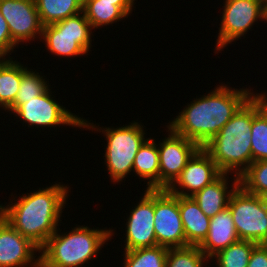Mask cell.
Segmentation results:
<instances>
[{"label": "cell", "mask_w": 267, "mask_h": 267, "mask_svg": "<svg viewBox=\"0 0 267 267\" xmlns=\"http://www.w3.org/2000/svg\"><path fill=\"white\" fill-rule=\"evenodd\" d=\"M37 251L40 253L38 246L0 216V267H38Z\"/></svg>", "instance_id": "obj_15"}, {"label": "cell", "mask_w": 267, "mask_h": 267, "mask_svg": "<svg viewBox=\"0 0 267 267\" xmlns=\"http://www.w3.org/2000/svg\"><path fill=\"white\" fill-rule=\"evenodd\" d=\"M263 200H264V204H265L266 209H267V196H264V197H263Z\"/></svg>", "instance_id": "obj_32"}, {"label": "cell", "mask_w": 267, "mask_h": 267, "mask_svg": "<svg viewBox=\"0 0 267 267\" xmlns=\"http://www.w3.org/2000/svg\"><path fill=\"white\" fill-rule=\"evenodd\" d=\"M92 26L83 12L54 24L43 26L41 42L53 55L77 57L87 55L92 46Z\"/></svg>", "instance_id": "obj_6"}, {"label": "cell", "mask_w": 267, "mask_h": 267, "mask_svg": "<svg viewBox=\"0 0 267 267\" xmlns=\"http://www.w3.org/2000/svg\"><path fill=\"white\" fill-rule=\"evenodd\" d=\"M41 76L39 72L33 69H28L22 64V77L19 90L14 102L6 109L7 112H12L18 105L27 102L28 100L41 95L50 85Z\"/></svg>", "instance_id": "obj_24"}, {"label": "cell", "mask_w": 267, "mask_h": 267, "mask_svg": "<svg viewBox=\"0 0 267 267\" xmlns=\"http://www.w3.org/2000/svg\"><path fill=\"white\" fill-rule=\"evenodd\" d=\"M247 267H267V244H257L253 248Z\"/></svg>", "instance_id": "obj_30"}, {"label": "cell", "mask_w": 267, "mask_h": 267, "mask_svg": "<svg viewBox=\"0 0 267 267\" xmlns=\"http://www.w3.org/2000/svg\"><path fill=\"white\" fill-rule=\"evenodd\" d=\"M256 245L257 243L255 242L239 239L216 253L209 260L211 262L216 261V267H247L251 252Z\"/></svg>", "instance_id": "obj_25"}, {"label": "cell", "mask_w": 267, "mask_h": 267, "mask_svg": "<svg viewBox=\"0 0 267 267\" xmlns=\"http://www.w3.org/2000/svg\"><path fill=\"white\" fill-rule=\"evenodd\" d=\"M208 261L199 246L168 248L165 267H204Z\"/></svg>", "instance_id": "obj_28"}, {"label": "cell", "mask_w": 267, "mask_h": 267, "mask_svg": "<svg viewBox=\"0 0 267 267\" xmlns=\"http://www.w3.org/2000/svg\"><path fill=\"white\" fill-rule=\"evenodd\" d=\"M221 174L222 172L211 156L203 148H200L187 162L180 176L168 190L177 196L192 197Z\"/></svg>", "instance_id": "obj_14"}, {"label": "cell", "mask_w": 267, "mask_h": 267, "mask_svg": "<svg viewBox=\"0 0 267 267\" xmlns=\"http://www.w3.org/2000/svg\"><path fill=\"white\" fill-rule=\"evenodd\" d=\"M239 185L250 194L267 196V160L252 162L239 176Z\"/></svg>", "instance_id": "obj_27"}, {"label": "cell", "mask_w": 267, "mask_h": 267, "mask_svg": "<svg viewBox=\"0 0 267 267\" xmlns=\"http://www.w3.org/2000/svg\"><path fill=\"white\" fill-rule=\"evenodd\" d=\"M68 189L66 185L55 182L35 192L24 193L18 201L14 198V203L10 200L6 206L0 204V216L41 248L56 232L59 221H62L60 219L69 196Z\"/></svg>", "instance_id": "obj_2"}, {"label": "cell", "mask_w": 267, "mask_h": 267, "mask_svg": "<svg viewBox=\"0 0 267 267\" xmlns=\"http://www.w3.org/2000/svg\"><path fill=\"white\" fill-rule=\"evenodd\" d=\"M168 248L154 246L124 251L123 267H165Z\"/></svg>", "instance_id": "obj_26"}, {"label": "cell", "mask_w": 267, "mask_h": 267, "mask_svg": "<svg viewBox=\"0 0 267 267\" xmlns=\"http://www.w3.org/2000/svg\"><path fill=\"white\" fill-rule=\"evenodd\" d=\"M113 229H91L77 226L69 232H56L40 248V266L42 267H82L103 248L114 235Z\"/></svg>", "instance_id": "obj_4"}, {"label": "cell", "mask_w": 267, "mask_h": 267, "mask_svg": "<svg viewBox=\"0 0 267 267\" xmlns=\"http://www.w3.org/2000/svg\"><path fill=\"white\" fill-rule=\"evenodd\" d=\"M154 140L147 138L139 148L133 164V173L143 181L148 180L146 189H160L158 144Z\"/></svg>", "instance_id": "obj_20"}, {"label": "cell", "mask_w": 267, "mask_h": 267, "mask_svg": "<svg viewBox=\"0 0 267 267\" xmlns=\"http://www.w3.org/2000/svg\"><path fill=\"white\" fill-rule=\"evenodd\" d=\"M48 87L41 95L18 105L11 113L15 114L23 124L37 128L56 127L66 125L82 128V119L76 114L69 112L66 107L59 104L52 97V91Z\"/></svg>", "instance_id": "obj_9"}, {"label": "cell", "mask_w": 267, "mask_h": 267, "mask_svg": "<svg viewBox=\"0 0 267 267\" xmlns=\"http://www.w3.org/2000/svg\"><path fill=\"white\" fill-rule=\"evenodd\" d=\"M228 208L240 240L267 244V209L262 196L250 194L239 185L230 196Z\"/></svg>", "instance_id": "obj_7"}, {"label": "cell", "mask_w": 267, "mask_h": 267, "mask_svg": "<svg viewBox=\"0 0 267 267\" xmlns=\"http://www.w3.org/2000/svg\"><path fill=\"white\" fill-rule=\"evenodd\" d=\"M166 127L168 137L158 142L160 189H168L180 176L187 162L201 148L196 142Z\"/></svg>", "instance_id": "obj_11"}, {"label": "cell", "mask_w": 267, "mask_h": 267, "mask_svg": "<svg viewBox=\"0 0 267 267\" xmlns=\"http://www.w3.org/2000/svg\"><path fill=\"white\" fill-rule=\"evenodd\" d=\"M142 198L127 216L124 250L157 246L154 231V189H146Z\"/></svg>", "instance_id": "obj_12"}, {"label": "cell", "mask_w": 267, "mask_h": 267, "mask_svg": "<svg viewBox=\"0 0 267 267\" xmlns=\"http://www.w3.org/2000/svg\"><path fill=\"white\" fill-rule=\"evenodd\" d=\"M154 231L157 245L186 247V237L178 208V196L168 189H154Z\"/></svg>", "instance_id": "obj_10"}, {"label": "cell", "mask_w": 267, "mask_h": 267, "mask_svg": "<svg viewBox=\"0 0 267 267\" xmlns=\"http://www.w3.org/2000/svg\"><path fill=\"white\" fill-rule=\"evenodd\" d=\"M135 0H99V2L112 3V5L118 6L127 16L132 13Z\"/></svg>", "instance_id": "obj_31"}, {"label": "cell", "mask_w": 267, "mask_h": 267, "mask_svg": "<svg viewBox=\"0 0 267 267\" xmlns=\"http://www.w3.org/2000/svg\"><path fill=\"white\" fill-rule=\"evenodd\" d=\"M82 12L90 22L93 29L112 25L128 16L112 3L99 2V0H83Z\"/></svg>", "instance_id": "obj_23"}, {"label": "cell", "mask_w": 267, "mask_h": 267, "mask_svg": "<svg viewBox=\"0 0 267 267\" xmlns=\"http://www.w3.org/2000/svg\"><path fill=\"white\" fill-rule=\"evenodd\" d=\"M223 8L215 54L241 39L258 20L266 21V5L263 0H225Z\"/></svg>", "instance_id": "obj_8"}, {"label": "cell", "mask_w": 267, "mask_h": 267, "mask_svg": "<svg viewBox=\"0 0 267 267\" xmlns=\"http://www.w3.org/2000/svg\"><path fill=\"white\" fill-rule=\"evenodd\" d=\"M228 175L229 173H222L215 181L192 196L202 212L209 218L228 207L231 194L239 186V177L233 175L234 179L230 178L234 181L229 187Z\"/></svg>", "instance_id": "obj_16"}, {"label": "cell", "mask_w": 267, "mask_h": 267, "mask_svg": "<svg viewBox=\"0 0 267 267\" xmlns=\"http://www.w3.org/2000/svg\"><path fill=\"white\" fill-rule=\"evenodd\" d=\"M253 94L252 162L267 160V94Z\"/></svg>", "instance_id": "obj_19"}, {"label": "cell", "mask_w": 267, "mask_h": 267, "mask_svg": "<svg viewBox=\"0 0 267 267\" xmlns=\"http://www.w3.org/2000/svg\"><path fill=\"white\" fill-rule=\"evenodd\" d=\"M253 94L247 87L217 85L212 92L194 98L167 126L202 148Z\"/></svg>", "instance_id": "obj_1"}, {"label": "cell", "mask_w": 267, "mask_h": 267, "mask_svg": "<svg viewBox=\"0 0 267 267\" xmlns=\"http://www.w3.org/2000/svg\"><path fill=\"white\" fill-rule=\"evenodd\" d=\"M253 95L202 148L222 173L240 176L252 163Z\"/></svg>", "instance_id": "obj_3"}, {"label": "cell", "mask_w": 267, "mask_h": 267, "mask_svg": "<svg viewBox=\"0 0 267 267\" xmlns=\"http://www.w3.org/2000/svg\"><path fill=\"white\" fill-rule=\"evenodd\" d=\"M265 22H267V5H266V21Z\"/></svg>", "instance_id": "obj_33"}, {"label": "cell", "mask_w": 267, "mask_h": 267, "mask_svg": "<svg viewBox=\"0 0 267 267\" xmlns=\"http://www.w3.org/2000/svg\"><path fill=\"white\" fill-rule=\"evenodd\" d=\"M22 77V64L12 59L0 60V108L6 109L14 102Z\"/></svg>", "instance_id": "obj_22"}, {"label": "cell", "mask_w": 267, "mask_h": 267, "mask_svg": "<svg viewBox=\"0 0 267 267\" xmlns=\"http://www.w3.org/2000/svg\"><path fill=\"white\" fill-rule=\"evenodd\" d=\"M0 12L17 45L34 41L36 37L41 40L43 25L35 0H0Z\"/></svg>", "instance_id": "obj_13"}, {"label": "cell", "mask_w": 267, "mask_h": 267, "mask_svg": "<svg viewBox=\"0 0 267 267\" xmlns=\"http://www.w3.org/2000/svg\"><path fill=\"white\" fill-rule=\"evenodd\" d=\"M43 26L54 24L82 12L83 0H35Z\"/></svg>", "instance_id": "obj_21"}, {"label": "cell", "mask_w": 267, "mask_h": 267, "mask_svg": "<svg viewBox=\"0 0 267 267\" xmlns=\"http://www.w3.org/2000/svg\"><path fill=\"white\" fill-rule=\"evenodd\" d=\"M18 46L19 45L12 40L7 21L0 12V60L14 59L10 55L14 52L13 49Z\"/></svg>", "instance_id": "obj_29"}, {"label": "cell", "mask_w": 267, "mask_h": 267, "mask_svg": "<svg viewBox=\"0 0 267 267\" xmlns=\"http://www.w3.org/2000/svg\"><path fill=\"white\" fill-rule=\"evenodd\" d=\"M178 208L187 246H199L207 237L210 218L207 217L192 197L178 196Z\"/></svg>", "instance_id": "obj_18"}, {"label": "cell", "mask_w": 267, "mask_h": 267, "mask_svg": "<svg viewBox=\"0 0 267 267\" xmlns=\"http://www.w3.org/2000/svg\"><path fill=\"white\" fill-rule=\"evenodd\" d=\"M239 240L233 217L227 207L210 218L207 237L199 245L200 250L210 259L219 251L227 248Z\"/></svg>", "instance_id": "obj_17"}, {"label": "cell", "mask_w": 267, "mask_h": 267, "mask_svg": "<svg viewBox=\"0 0 267 267\" xmlns=\"http://www.w3.org/2000/svg\"><path fill=\"white\" fill-rule=\"evenodd\" d=\"M140 122L133 121L131 124L123 125L117 128L99 127L93 122L82 119V128L91 129L104 134L107 141L105 146V163L109 177L114 184L120 183L127 178L130 172H133L135 156L139 148L147 140L145 139V130ZM94 124V125H93Z\"/></svg>", "instance_id": "obj_5"}]
</instances>
